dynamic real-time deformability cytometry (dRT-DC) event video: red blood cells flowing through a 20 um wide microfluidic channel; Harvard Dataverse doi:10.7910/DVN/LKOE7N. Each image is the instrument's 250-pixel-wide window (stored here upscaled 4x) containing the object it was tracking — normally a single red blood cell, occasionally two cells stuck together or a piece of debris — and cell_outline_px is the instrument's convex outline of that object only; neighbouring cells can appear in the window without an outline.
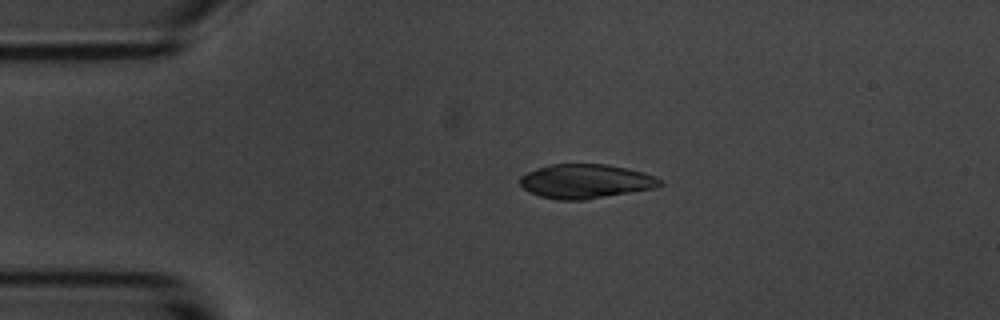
{"species": "common noctule bat (a hibernating species)", "species_latin": "Nyctalus noctula", "temperature_condition": "room temperature", "stored_images_in_passage": 3, "camera_frame_rate_fps": 3000, "um_per_image_px": 0.085, "animal": {"sex": "male", "body_mass_g": 20.1, "forearm_length_mm": 53.5}, "frame": {"image": 1, "passage_image": 2, "time_ms": 1.0, "image_size_px": [1000, 320], "cell_outline_px": [[664, 184], [656, 188], [584, 200], [560, 200], [540, 196], [528, 192], [520, 184], [520, 176], [536, 168], [552, 164], [608, 164], [628, 168], [644, 172], [664, 180]], "centroid_in_image_um": [49.82, 15.41], "position_along_channel_um": 35.2, "area_um2": 28.15}}